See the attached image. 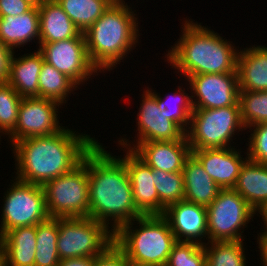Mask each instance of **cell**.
Returning a JSON list of instances; mask_svg holds the SVG:
<instances>
[{
  "label": "cell",
  "mask_w": 267,
  "mask_h": 266,
  "mask_svg": "<svg viewBox=\"0 0 267 266\" xmlns=\"http://www.w3.org/2000/svg\"><path fill=\"white\" fill-rule=\"evenodd\" d=\"M99 141L86 132L64 127L40 137L15 141L10 148L15 159L14 177L22 182L44 185L47 181L71 172L84 155Z\"/></svg>",
  "instance_id": "obj_1"
},
{
  "label": "cell",
  "mask_w": 267,
  "mask_h": 266,
  "mask_svg": "<svg viewBox=\"0 0 267 266\" xmlns=\"http://www.w3.org/2000/svg\"><path fill=\"white\" fill-rule=\"evenodd\" d=\"M87 170L90 218L115 233L124 224L143 216L134 204L125 163L100 141L87 152Z\"/></svg>",
  "instance_id": "obj_2"
},
{
  "label": "cell",
  "mask_w": 267,
  "mask_h": 266,
  "mask_svg": "<svg viewBox=\"0 0 267 266\" xmlns=\"http://www.w3.org/2000/svg\"><path fill=\"white\" fill-rule=\"evenodd\" d=\"M180 36L166 50L165 62L173 68L177 78L186 79L197 74L237 73L239 46L210 27L193 19L182 18ZM183 26V27H182ZM224 38V39H223Z\"/></svg>",
  "instance_id": "obj_3"
},
{
  "label": "cell",
  "mask_w": 267,
  "mask_h": 266,
  "mask_svg": "<svg viewBox=\"0 0 267 266\" xmlns=\"http://www.w3.org/2000/svg\"><path fill=\"white\" fill-rule=\"evenodd\" d=\"M134 8L126 0L112 3L84 33L89 59L100 73L112 71L120 62L124 65V59L141 43Z\"/></svg>",
  "instance_id": "obj_4"
},
{
  "label": "cell",
  "mask_w": 267,
  "mask_h": 266,
  "mask_svg": "<svg viewBox=\"0 0 267 266\" xmlns=\"http://www.w3.org/2000/svg\"><path fill=\"white\" fill-rule=\"evenodd\" d=\"M176 242L168 221L162 215L141 216L114 233V243L127 259L147 265L166 266Z\"/></svg>",
  "instance_id": "obj_5"
},
{
  "label": "cell",
  "mask_w": 267,
  "mask_h": 266,
  "mask_svg": "<svg viewBox=\"0 0 267 266\" xmlns=\"http://www.w3.org/2000/svg\"><path fill=\"white\" fill-rule=\"evenodd\" d=\"M245 130L240 106H229L194 109L185 135L191 150L229 148L236 147L233 142L237 139L236 135H241Z\"/></svg>",
  "instance_id": "obj_6"
},
{
  "label": "cell",
  "mask_w": 267,
  "mask_h": 266,
  "mask_svg": "<svg viewBox=\"0 0 267 266\" xmlns=\"http://www.w3.org/2000/svg\"><path fill=\"white\" fill-rule=\"evenodd\" d=\"M50 218L89 217V177L87 153L71 172L43 185Z\"/></svg>",
  "instance_id": "obj_7"
},
{
  "label": "cell",
  "mask_w": 267,
  "mask_h": 266,
  "mask_svg": "<svg viewBox=\"0 0 267 266\" xmlns=\"http://www.w3.org/2000/svg\"><path fill=\"white\" fill-rule=\"evenodd\" d=\"M114 243V233L90 217L59 218V259L100 256Z\"/></svg>",
  "instance_id": "obj_8"
},
{
  "label": "cell",
  "mask_w": 267,
  "mask_h": 266,
  "mask_svg": "<svg viewBox=\"0 0 267 266\" xmlns=\"http://www.w3.org/2000/svg\"><path fill=\"white\" fill-rule=\"evenodd\" d=\"M10 184L3 193L0 237L13 228L37 225L49 218L42 185L22 182L13 176Z\"/></svg>",
  "instance_id": "obj_9"
},
{
  "label": "cell",
  "mask_w": 267,
  "mask_h": 266,
  "mask_svg": "<svg viewBox=\"0 0 267 266\" xmlns=\"http://www.w3.org/2000/svg\"><path fill=\"white\" fill-rule=\"evenodd\" d=\"M254 216L255 210L237 191L221 189L207 207L208 242L245 241L244 230Z\"/></svg>",
  "instance_id": "obj_10"
},
{
  "label": "cell",
  "mask_w": 267,
  "mask_h": 266,
  "mask_svg": "<svg viewBox=\"0 0 267 266\" xmlns=\"http://www.w3.org/2000/svg\"><path fill=\"white\" fill-rule=\"evenodd\" d=\"M142 90L143 93L140 95L142 100H140L135 122L137 130L134 138L136 140L132 142L124 134L116 141L118 143L116 146L133 151L142 142L182 140L186 136L185 132L175 122L168 119L164 111H160L157 95L149 86H145Z\"/></svg>",
  "instance_id": "obj_11"
},
{
  "label": "cell",
  "mask_w": 267,
  "mask_h": 266,
  "mask_svg": "<svg viewBox=\"0 0 267 266\" xmlns=\"http://www.w3.org/2000/svg\"><path fill=\"white\" fill-rule=\"evenodd\" d=\"M36 47L45 62L69 77L79 88L100 73L89 59L84 33L67 40L39 43Z\"/></svg>",
  "instance_id": "obj_12"
},
{
  "label": "cell",
  "mask_w": 267,
  "mask_h": 266,
  "mask_svg": "<svg viewBox=\"0 0 267 266\" xmlns=\"http://www.w3.org/2000/svg\"><path fill=\"white\" fill-rule=\"evenodd\" d=\"M59 102L39 97H23L18 109L15 129L7 136L9 147L15 142L32 137L48 136L61 131ZM59 110V111H58Z\"/></svg>",
  "instance_id": "obj_13"
},
{
  "label": "cell",
  "mask_w": 267,
  "mask_h": 266,
  "mask_svg": "<svg viewBox=\"0 0 267 266\" xmlns=\"http://www.w3.org/2000/svg\"><path fill=\"white\" fill-rule=\"evenodd\" d=\"M184 81L190 84L194 109L240 106L237 73L197 74Z\"/></svg>",
  "instance_id": "obj_14"
},
{
  "label": "cell",
  "mask_w": 267,
  "mask_h": 266,
  "mask_svg": "<svg viewBox=\"0 0 267 266\" xmlns=\"http://www.w3.org/2000/svg\"><path fill=\"white\" fill-rule=\"evenodd\" d=\"M162 216L168 221L176 241L208 243L207 207L182 200L169 205Z\"/></svg>",
  "instance_id": "obj_15"
},
{
  "label": "cell",
  "mask_w": 267,
  "mask_h": 266,
  "mask_svg": "<svg viewBox=\"0 0 267 266\" xmlns=\"http://www.w3.org/2000/svg\"><path fill=\"white\" fill-rule=\"evenodd\" d=\"M123 156L118 157L125 163L129 174L133 201L143 215H159V197L154 185V171L132 150L123 149Z\"/></svg>",
  "instance_id": "obj_16"
},
{
  "label": "cell",
  "mask_w": 267,
  "mask_h": 266,
  "mask_svg": "<svg viewBox=\"0 0 267 266\" xmlns=\"http://www.w3.org/2000/svg\"><path fill=\"white\" fill-rule=\"evenodd\" d=\"M237 147L191 150V154L221 189H232L248 160L247 155L243 157L242 148Z\"/></svg>",
  "instance_id": "obj_17"
},
{
  "label": "cell",
  "mask_w": 267,
  "mask_h": 266,
  "mask_svg": "<svg viewBox=\"0 0 267 266\" xmlns=\"http://www.w3.org/2000/svg\"><path fill=\"white\" fill-rule=\"evenodd\" d=\"M133 152L152 169L182 172L191 155L187 137L174 141H149L140 143Z\"/></svg>",
  "instance_id": "obj_18"
},
{
  "label": "cell",
  "mask_w": 267,
  "mask_h": 266,
  "mask_svg": "<svg viewBox=\"0 0 267 266\" xmlns=\"http://www.w3.org/2000/svg\"><path fill=\"white\" fill-rule=\"evenodd\" d=\"M248 47L239 49L237 57L240 92L267 91V44Z\"/></svg>",
  "instance_id": "obj_19"
},
{
  "label": "cell",
  "mask_w": 267,
  "mask_h": 266,
  "mask_svg": "<svg viewBox=\"0 0 267 266\" xmlns=\"http://www.w3.org/2000/svg\"><path fill=\"white\" fill-rule=\"evenodd\" d=\"M32 41L38 45L40 41L39 9L33 7L30 11L18 16L0 17V43L16 51L20 47L30 45ZM37 43H36V42ZM29 43V44H28Z\"/></svg>",
  "instance_id": "obj_20"
},
{
  "label": "cell",
  "mask_w": 267,
  "mask_h": 266,
  "mask_svg": "<svg viewBox=\"0 0 267 266\" xmlns=\"http://www.w3.org/2000/svg\"><path fill=\"white\" fill-rule=\"evenodd\" d=\"M24 55L13 54L7 83L10 84L21 97H39V74L44 62L38 50Z\"/></svg>",
  "instance_id": "obj_21"
},
{
  "label": "cell",
  "mask_w": 267,
  "mask_h": 266,
  "mask_svg": "<svg viewBox=\"0 0 267 266\" xmlns=\"http://www.w3.org/2000/svg\"><path fill=\"white\" fill-rule=\"evenodd\" d=\"M36 225L16 227L0 237L5 266H34Z\"/></svg>",
  "instance_id": "obj_22"
},
{
  "label": "cell",
  "mask_w": 267,
  "mask_h": 266,
  "mask_svg": "<svg viewBox=\"0 0 267 266\" xmlns=\"http://www.w3.org/2000/svg\"><path fill=\"white\" fill-rule=\"evenodd\" d=\"M38 9L40 21L39 43L67 40L81 34V31L56 0H44Z\"/></svg>",
  "instance_id": "obj_23"
},
{
  "label": "cell",
  "mask_w": 267,
  "mask_h": 266,
  "mask_svg": "<svg viewBox=\"0 0 267 266\" xmlns=\"http://www.w3.org/2000/svg\"><path fill=\"white\" fill-rule=\"evenodd\" d=\"M182 172L185 188L184 200L208 207L221 188L192 154L186 159Z\"/></svg>",
  "instance_id": "obj_24"
},
{
  "label": "cell",
  "mask_w": 267,
  "mask_h": 266,
  "mask_svg": "<svg viewBox=\"0 0 267 266\" xmlns=\"http://www.w3.org/2000/svg\"><path fill=\"white\" fill-rule=\"evenodd\" d=\"M256 211L267 202V164L247 160L232 188Z\"/></svg>",
  "instance_id": "obj_25"
},
{
  "label": "cell",
  "mask_w": 267,
  "mask_h": 266,
  "mask_svg": "<svg viewBox=\"0 0 267 266\" xmlns=\"http://www.w3.org/2000/svg\"><path fill=\"white\" fill-rule=\"evenodd\" d=\"M184 83L186 84L185 87L188 85L186 88L187 91L183 87ZM184 83H181V86L177 85V90L174 89V92H171V94L166 93L167 95L165 94L164 97L159 92L157 93V90L153 89L152 86L149 88L157 95V104L160 111H164L167 118L175 122L186 133L190 125V118L194 107L190 94V84L188 82ZM188 91L189 93H186Z\"/></svg>",
  "instance_id": "obj_26"
},
{
  "label": "cell",
  "mask_w": 267,
  "mask_h": 266,
  "mask_svg": "<svg viewBox=\"0 0 267 266\" xmlns=\"http://www.w3.org/2000/svg\"><path fill=\"white\" fill-rule=\"evenodd\" d=\"M79 89L69 77L47 62H43L39 74V98L52 99L65 106L70 100L69 96L77 94L74 91Z\"/></svg>",
  "instance_id": "obj_27"
},
{
  "label": "cell",
  "mask_w": 267,
  "mask_h": 266,
  "mask_svg": "<svg viewBox=\"0 0 267 266\" xmlns=\"http://www.w3.org/2000/svg\"><path fill=\"white\" fill-rule=\"evenodd\" d=\"M81 33L98 20L113 3L111 0H56Z\"/></svg>",
  "instance_id": "obj_28"
},
{
  "label": "cell",
  "mask_w": 267,
  "mask_h": 266,
  "mask_svg": "<svg viewBox=\"0 0 267 266\" xmlns=\"http://www.w3.org/2000/svg\"><path fill=\"white\" fill-rule=\"evenodd\" d=\"M59 218H48L36 225V255L34 266H57Z\"/></svg>",
  "instance_id": "obj_29"
},
{
  "label": "cell",
  "mask_w": 267,
  "mask_h": 266,
  "mask_svg": "<svg viewBox=\"0 0 267 266\" xmlns=\"http://www.w3.org/2000/svg\"><path fill=\"white\" fill-rule=\"evenodd\" d=\"M242 240L208 242L206 250V266H247V245ZM247 248V249H246Z\"/></svg>",
  "instance_id": "obj_30"
},
{
  "label": "cell",
  "mask_w": 267,
  "mask_h": 266,
  "mask_svg": "<svg viewBox=\"0 0 267 266\" xmlns=\"http://www.w3.org/2000/svg\"><path fill=\"white\" fill-rule=\"evenodd\" d=\"M154 185L159 197V215L174 203L184 200L183 172H167L153 169Z\"/></svg>",
  "instance_id": "obj_31"
},
{
  "label": "cell",
  "mask_w": 267,
  "mask_h": 266,
  "mask_svg": "<svg viewBox=\"0 0 267 266\" xmlns=\"http://www.w3.org/2000/svg\"><path fill=\"white\" fill-rule=\"evenodd\" d=\"M241 121L244 127L267 122V91L239 92Z\"/></svg>",
  "instance_id": "obj_32"
},
{
  "label": "cell",
  "mask_w": 267,
  "mask_h": 266,
  "mask_svg": "<svg viewBox=\"0 0 267 266\" xmlns=\"http://www.w3.org/2000/svg\"><path fill=\"white\" fill-rule=\"evenodd\" d=\"M22 98L10 84L0 83V142L16 127Z\"/></svg>",
  "instance_id": "obj_33"
},
{
  "label": "cell",
  "mask_w": 267,
  "mask_h": 266,
  "mask_svg": "<svg viewBox=\"0 0 267 266\" xmlns=\"http://www.w3.org/2000/svg\"><path fill=\"white\" fill-rule=\"evenodd\" d=\"M166 266H206L204 245L177 241L172 247Z\"/></svg>",
  "instance_id": "obj_34"
},
{
  "label": "cell",
  "mask_w": 267,
  "mask_h": 266,
  "mask_svg": "<svg viewBox=\"0 0 267 266\" xmlns=\"http://www.w3.org/2000/svg\"><path fill=\"white\" fill-rule=\"evenodd\" d=\"M246 131L250 135L246 139L244 155H247L248 160L252 162L267 164V122L252 125Z\"/></svg>",
  "instance_id": "obj_35"
},
{
  "label": "cell",
  "mask_w": 267,
  "mask_h": 266,
  "mask_svg": "<svg viewBox=\"0 0 267 266\" xmlns=\"http://www.w3.org/2000/svg\"><path fill=\"white\" fill-rule=\"evenodd\" d=\"M93 266H127V258L125 253L113 243L100 256L95 257Z\"/></svg>",
  "instance_id": "obj_36"
},
{
  "label": "cell",
  "mask_w": 267,
  "mask_h": 266,
  "mask_svg": "<svg viewBox=\"0 0 267 266\" xmlns=\"http://www.w3.org/2000/svg\"><path fill=\"white\" fill-rule=\"evenodd\" d=\"M33 7L26 0H0V17L18 16L30 11Z\"/></svg>",
  "instance_id": "obj_37"
},
{
  "label": "cell",
  "mask_w": 267,
  "mask_h": 266,
  "mask_svg": "<svg viewBox=\"0 0 267 266\" xmlns=\"http://www.w3.org/2000/svg\"><path fill=\"white\" fill-rule=\"evenodd\" d=\"M14 52L12 49L0 43V83L7 82Z\"/></svg>",
  "instance_id": "obj_38"
},
{
  "label": "cell",
  "mask_w": 267,
  "mask_h": 266,
  "mask_svg": "<svg viewBox=\"0 0 267 266\" xmlns=\"http://www.w3.org/2000/svg\"><path fill=\"white\" fill-rule=\"evenodd\" d=\"M95 258L92 257H79L62 259L57 266H93Z\"/></svg>",
  "instance_id": "obj_39"
},
{
  "label": "cell",
  "mask_w": 267,
  "mask_h": 266,
  "mask_svg": "<svg viewBox=\"0 0 267 266\" xmlns=\"http://www.w3.org/2000/svg\"><path fill=\"white\" fill-rule=\"evenodd\" d=\"M256 243L258 246V255L260 254V266H267V234H257Z\"/></svg>",
  "instance_id": "obj_40"
},
{
  "label": "cell",
  "mask_w": 267,
  "mask_h": 266,
  "mask_svg": "<svg viewBox=\"0 0 267 266\" xmlns=\"http://www.w3.org/2000/svg\"><path fill=\"white\" fill-rule=\"evenodd\" d=\"M262 216V221H263V230H260L258 234H267V202L263 203L256 211H255V216ZM263 231V232H262Z\"/></svg>",
  "instance_id": "obj_41"
},
{
  "label": "cell",
  "mask_w": 267,
  "mask_h": 266,
  "mask_svg": "<svg viewBox=\"0 0 267 266\" xmlns=\"http://www.w3.org/2000/svg\"><path fill=\"white\" fill-rule=\"evenodd\" d=\"M127 266H154V265H147V264H142V263H137L134 261H131L127 259Z\"/></svg>",
  "instance_id": "obj_42"
},
{
  "label": "cell",
  "mask_w": 267,
  "mask_h": 266,
  "mask_svg": "<svg viewBox=\"0 0 267 266\" xmlns=\"http://www.w3.org/2000/svg\"><path fill=\"white\" fill-rule=\"evenodd\" d=\"M29 3H31L34 7H39L40 4L44 1V0H26Z\"/></svg>",
  "instance_id": "obj_43"
},
{
  "label": "cell",
  "mask_w": 267,
  "mask_h": 266,
  "mask_svg": "<svg viewBox=\"0 0 267 266\" xmlns=\"http://www.w3.org/2000/svg\"><path fill=\"white\" fill-rule=\"evenodd\" d=\"M0 266H5L4 254H3V250H2L1 244H0Z\"/></svg>",
  "instance_id": "obj_44"
},
{
  "label": "cell",
  "mask_w": 267,
  "mask_h": 266,
  "mask_svg": "<svg viewBox=\"0 0 267 266\" xmlns=\"http://www.w3.org/2000/svg\"><path fill=\"white\" fill-rule=\"evenodd\" d=\"M113 3H117V2H121V1H124V0H111Z\"/></svg>",
  "instance_id": "obj_45"
}]
</instances>
